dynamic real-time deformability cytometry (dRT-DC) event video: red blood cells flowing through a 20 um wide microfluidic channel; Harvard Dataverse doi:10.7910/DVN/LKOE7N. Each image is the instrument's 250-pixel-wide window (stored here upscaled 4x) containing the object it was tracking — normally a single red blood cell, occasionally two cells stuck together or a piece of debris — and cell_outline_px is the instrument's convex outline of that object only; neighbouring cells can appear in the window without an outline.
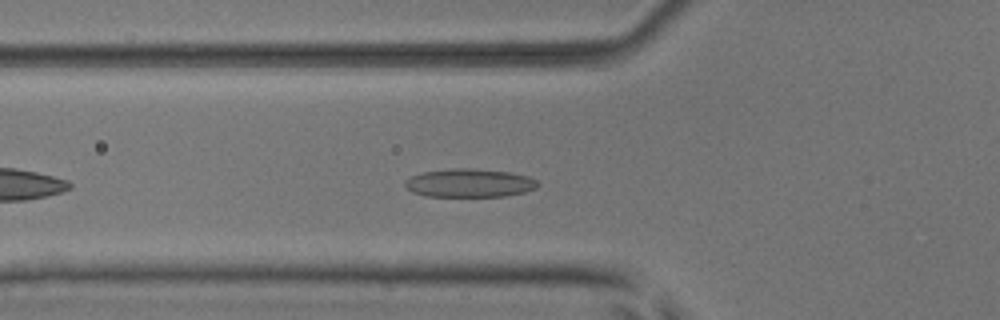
{"species": "common noctule bat (a hibernating species)", "species_latin": "Nyctalus noctula", "temperature_condition": "room temperature", "stored_images_in_passage": 40, "camera_frame_rate_fps": 3000, "um_per_image_px": 0.085, "animal": {"sex": "male", "body_mass_g": 17.9, "forearm_length_mm": 54.2}, "frame": {"image": 1, "passage_image": 7, "time_ms": 2.0, "image_size_px": [1000, 320], "cell_outline_px": [[540, 184], [536, 188], [524, 192], [504, 196], [424, 196], [412, 192], [404, 184], [404, 180], [412, 176], [424, 172], [452, 168], [468, 168], [508, 172], [528, 176], [536, 180]], "centroid_in_image_um": [39.9, 15.56], "position_along_channel_um": 85.9, "area_um2": 21.85}}
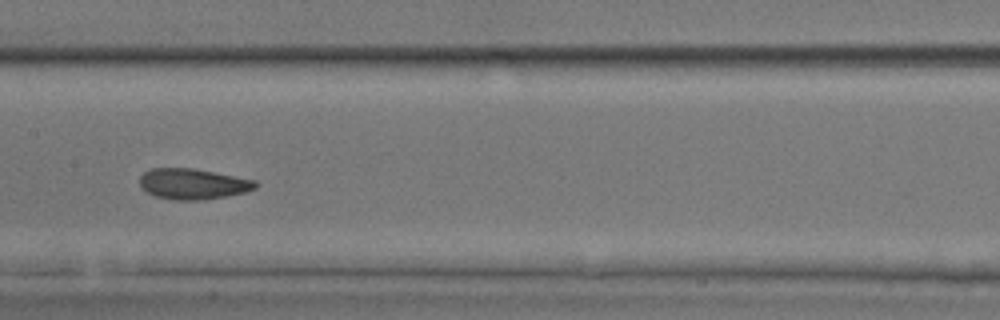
{"frame": {"image": 2, "passage_image": 15, "time_ms": 4.667, "image_size_px": [1000, 320], "cell_outline_px": [[260, 184], [256, 188], [244, 192], [204, 200], [176, 200], [156, 196], [140, 188], [140, 176], [144, 172], [152, 168], [192, 168], [256, 180]], "centroid_in_image_um": [16.4, 15.63], "position_along_channel_um": 191.0, "area_um2": 20.63}}
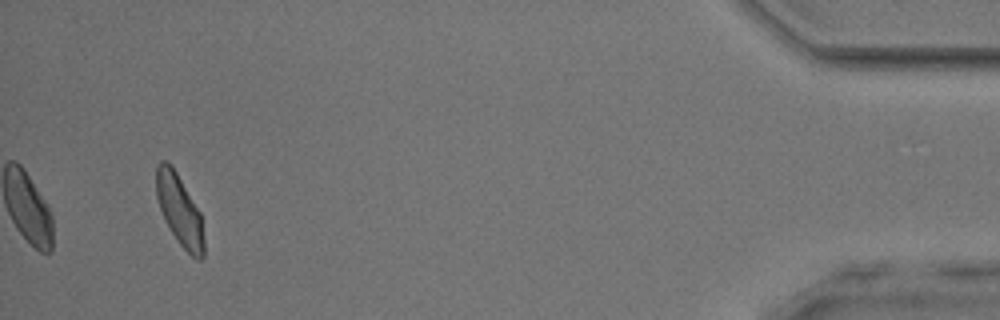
{"frame": {"image": 3, "passage_image": 38, "time_ms": 12.333, "image_size_px": [1000, 320], "cell_outline_px": [[204, 256], [200, 260], [196, 260], [180, 244], [172, 232], [160, 208], [156, 196], [156, 164], [160, 160], [168, 160], [176, 172], [200, 212], [204, 240]], "centroid_in_image_um": [15.26, 17.84], "position_along_channel_um": 419.9, "area_um2": 19.42}, "authors_computed_cell_mechanics": {"area_um2": 20.2878, "velocity_mm_per_s": 3.9467, "shape_relaxation_time_tau1_ms": 4.4074, "shape_relaxation_time_tau2_ms": 1.7195, "deformation_change_tau1": 0.1265, "deformation_change_tau2": 0.0727}}